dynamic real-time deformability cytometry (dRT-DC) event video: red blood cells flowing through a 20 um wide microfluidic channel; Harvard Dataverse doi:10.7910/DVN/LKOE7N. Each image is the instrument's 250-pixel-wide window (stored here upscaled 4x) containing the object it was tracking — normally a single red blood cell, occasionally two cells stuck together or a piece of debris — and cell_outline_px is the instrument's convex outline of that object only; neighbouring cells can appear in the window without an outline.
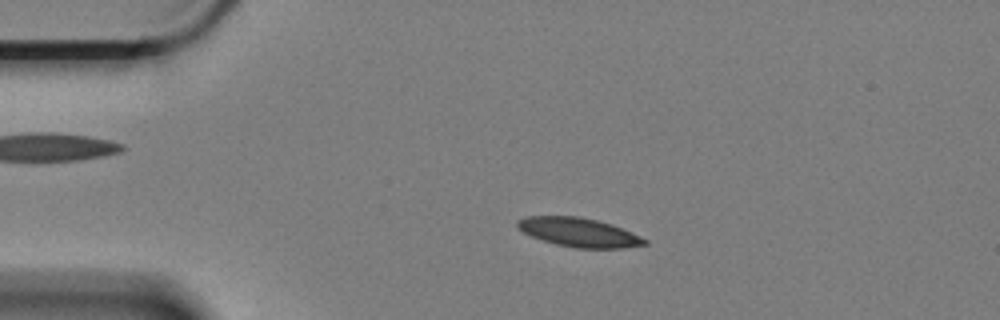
{"species": "Egyptian fruit bat (a non-hibernating species)", "species_latin": "Rousettus aegyptiacus", "temperature_condition": "cold", "stored_images_in_passage": 59, "camera_frame_rate_fps": 3000, "um_per_image_px": 0.085, "animal": {"sex": "female"}, "frame": {"image": 1, "passage_image": 12, "time_ms": 3.667, "image_size_px": [1000, 320], "cell_outline_px": [[648, 244], [624, 248], [576, 248], [556, 244], [532, 236], [516, 228], [516, 220], [524, 216], [580, 216], [612, 224], [640, 236], [648, 240]], "centroid_in_image_um": [49.19, 19.74], "position_along_channel_um": 35.8, "area_um2": 21.5}}
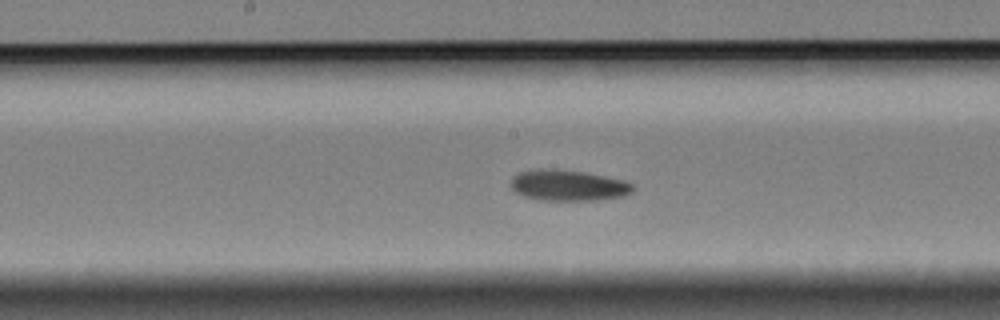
{"frame": {"image": 2, "passage_image": 30, "time_ms": 9.667, "image_size_px": [1000, 320], "cell_outline_px": [[636, 188], [632, 192], [624, 196], [596, 200], [536, 200], [524, 196], [516, 192], [512, 188], [512, 176], [520, 172], [532, 168], [556, 168], [584, 172], [624, 180], [632, 184]], "centroid_in_image_um": [48.29, 15.74], "position_along_channel_um": 199.9, "area_um2": 22.25}}
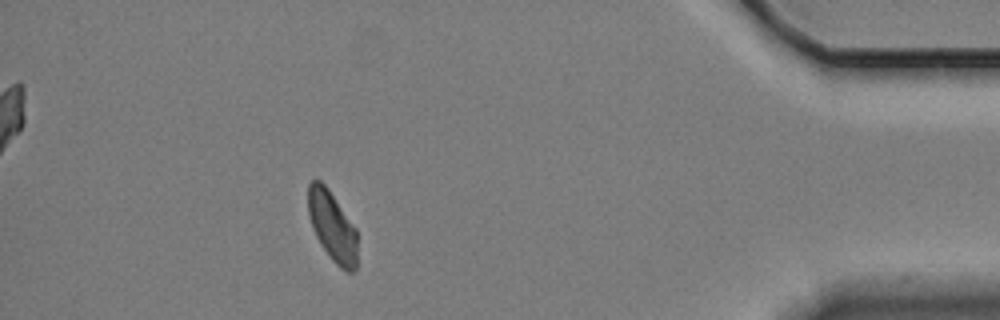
{"frame": {"image": 3, "passage_image": 53, "time_ms": 17.333, "image_size_px": [1000, 320], "cell_outline_px": [[356, 268], [352, 272], [348, 272], [340, 268], [332, 260], [320, 244], [312, 228], [308, 216], [308, 184], [312, 180], [320, 180], [328, 188], [356, 228]], "centroid_in_image_um": [28.22, 19.23], "position_along_channel_um": 407.0, "area_um2": 20.06}, "authors_computed_cell_mechanics": {"area_um2": 21.1548, "velocity_mm_per_s": 3.3282, "shape_relaxation_time_tau1_ms": 4.6429, "shape_relaxation_time_tau2_ms": null, "deformation_change_tau1": 0.0938, "deformation_change_tau2": null}}